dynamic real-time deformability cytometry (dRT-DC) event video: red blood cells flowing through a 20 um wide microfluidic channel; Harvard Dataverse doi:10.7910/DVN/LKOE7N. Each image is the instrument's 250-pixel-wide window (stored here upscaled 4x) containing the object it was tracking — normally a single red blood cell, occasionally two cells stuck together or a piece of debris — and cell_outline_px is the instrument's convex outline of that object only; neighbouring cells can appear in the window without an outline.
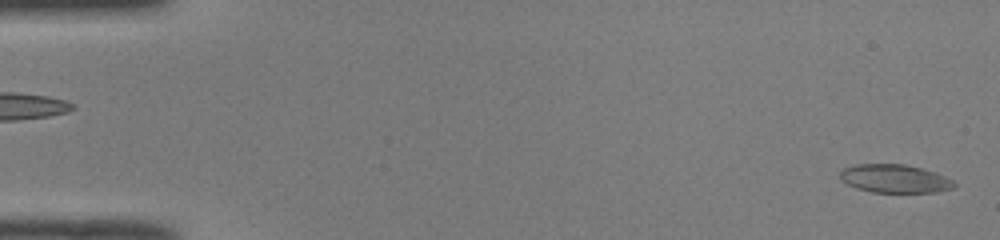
{"species": "common noctule bat (a hibernating species)", "species_latin": "Nyctalus noctula", "temperature_condition": "room temperature", "stored_images_in_passage": 52, "camera_frame_rate_fps": 3000, "um_per_image_px": 0.085, "animal": {"sex": "male", "body_mass_g": 19.0, "forearm_length_mm": 50.8}, "frame": {"image": 1, "passage_image": 2, "time_ms": 0.333, "image_size_px": [1000, 240], "cell_outline_px": [[956, 188], [936, 192], [872, 192], [856, 188], [840, 180], [840, 172], [844, 168], [856, 164], [904, 164], [920, 168], [944, 176], [952, 180], [956, 184]], "centroid_in_image_um": [76.04, 15.19], "position_along_channel_um": 9.0, "area_um2": 18.73}}
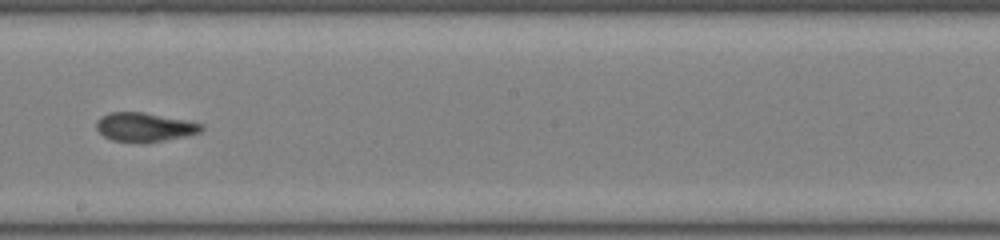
{"frame": {"image": 2, "passage_image": 30, "time_ms": 9.667, "image_size_px": [1000, 240], "cell_outline_px": [[204, 128], [200, 132], [188, 136], [144, 144], [140, 144], [112, 140], [104, 136], [96, 128], [96, 120], [100, 116], [108, 112], [144, 112], [204, 124]], "centroid_in_image_um": [12.27, 10.82], "position_along_channel_um": 235.9, "area_um2": 18.09}}
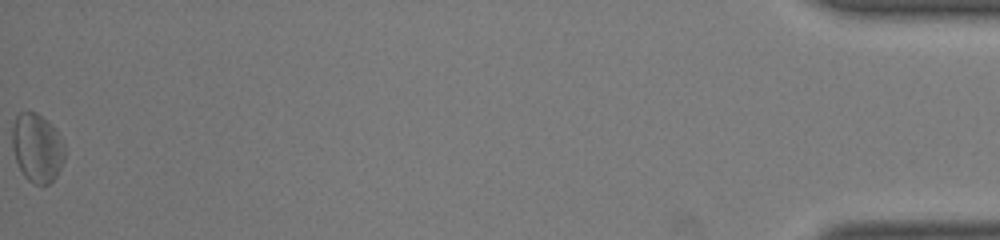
{"frame": {"image": 3, "passage_image": 52, "time_ms": 17.0, "image_size_px": [1000, 240], "cell_outline_px": [[64, 160], [56, 176], [48, 184], [32, 184], [24, 176], [16, 160], [12, 148], [12, 128], [16, 116], [20, 112], [36, 112], [52, 124], [56, 128], [64, 144]], "centroid_in_image_um": [3.15, 12.55], "position_along_channel_um": 432.0, "area_um2": 21.04}, "authors_computed_cell_mechanics": {"area_um2": 18.5249, "velocity_mm_per_s": 4.0032, "shape_relaxation_time_tau1_ms": 8.7319, "shape_relaxation_time_tau2_ms": 2.491, "deformation_change_tau1": 0.1693, "deformation_change_tau2": 0.0963}}